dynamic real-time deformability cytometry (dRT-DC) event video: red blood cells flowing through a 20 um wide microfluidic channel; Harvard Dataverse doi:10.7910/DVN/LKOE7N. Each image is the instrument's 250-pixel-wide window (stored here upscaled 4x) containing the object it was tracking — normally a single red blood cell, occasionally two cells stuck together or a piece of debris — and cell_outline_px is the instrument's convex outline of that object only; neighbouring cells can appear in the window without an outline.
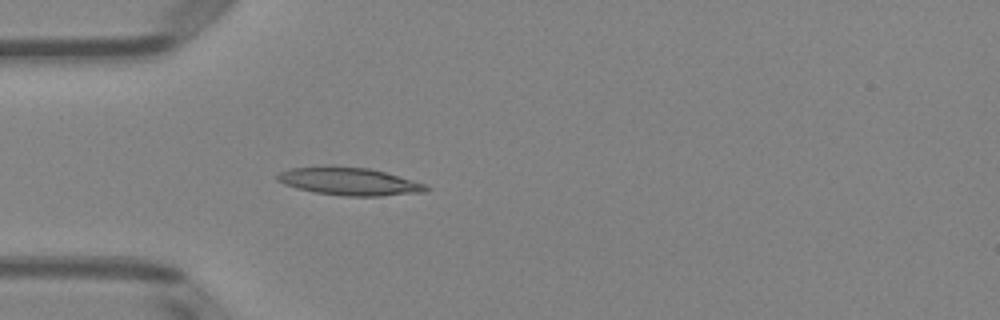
{"species": "Egyptian fruit bat (a non-hibernating species)", "species_latin": "Rousettus aegyptiacus", "temperature_condition": "room temperature", "stored_images_in_passage": 37, "camera_frame_rate_fps": 3000, "um_per_image_px": 0.085, "animal": {"sex": "female"}, "frame": {"image": 1, "passage_image": 1, "time_ms": 0.0, "image_size_px": [1000, 320], "cell_outline_px": [[432, 188], [424, 192], [380, 196], [344, 196], [316, 192], [296, 188], [284, 184], [276, 180], [276, 176], [280, 172], [288, 168], [368, 168], [384, 172], [412, 180], [424, 184]], "centroid_in_image_um": [29.7, 15.45], "position_along_channel_um": 55.3, "area_um2": 23.24}}
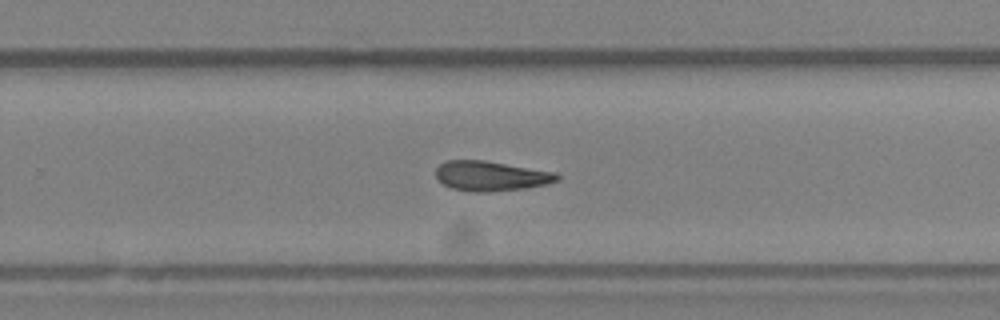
{"frame": {"image": 2, "passage_image": 19, "time_ms": 6.0, "image_size_px": [1000, 320], "cell_outline_px": [[560, 180], [548, 184], [524, 188], [484, 192], [476, 192], [452, 188], [436, 180], [436, 168], [440, 164], [448, 160], [484, 160], [556, 172], [560, 176]], "centroid_in_image_um": [41.74, 14.95], "position_along_channel_um": 288.1, "area_um2": 21.1}}
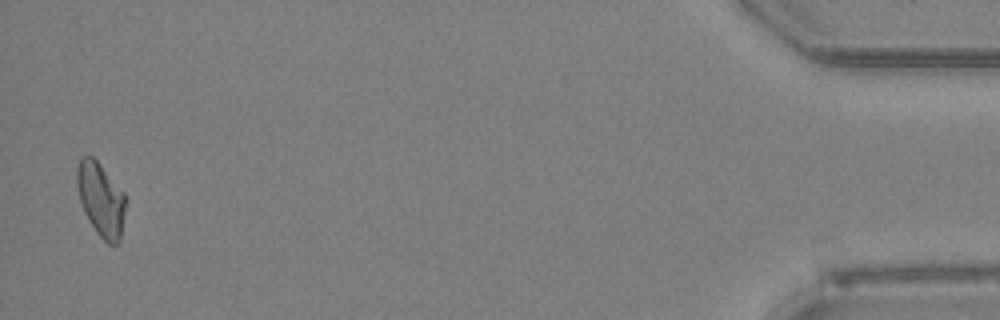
{"frame": {"image": 3, "passage_image": 36, "time_ms": 11.667, "image_size_px": [1000, 320], "cell_outline_px": [[128, 200], [120, 240], [116, 244], [108, 244], [96, 232], [88, 220], [84, 212], [80, 200], [76, 184], [76, 168], [80, 156], [92, 156], [100, 164], [124, 192]], "centroid_in_image_um": [8.59, 16.95], "position_along_channel_um": 426.6, "area_um2": 21.27}, "authors_computed_cell_mechanics": {"area_um2": 21.097, "velocity_mm_per_s": 3.9949, "shape_relaxation_time_tau1_ms": null, "shape_relaxation_time_tau2_ms": 7.4009, "deformation_change_tau1": null, "deformation_change_tau2": 0.2009}}